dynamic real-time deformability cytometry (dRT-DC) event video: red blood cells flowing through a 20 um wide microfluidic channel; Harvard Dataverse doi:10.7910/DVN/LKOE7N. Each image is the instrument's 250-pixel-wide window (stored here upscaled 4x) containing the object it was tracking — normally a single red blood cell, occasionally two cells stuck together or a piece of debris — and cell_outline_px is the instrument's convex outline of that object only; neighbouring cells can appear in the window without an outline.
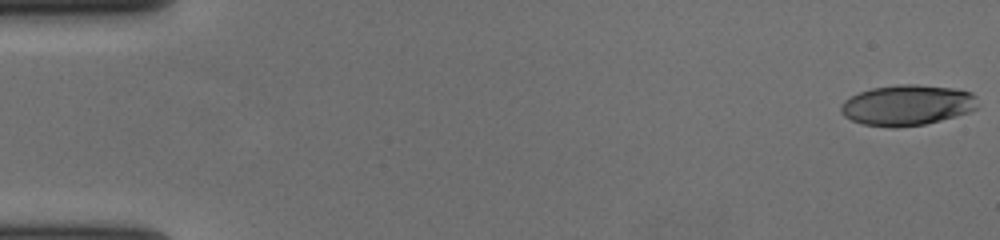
{"species": "human", "species_latin": "Homo sapiens", "temperature_condition": "cold", "stored_images_in_passage": 58, "camera_frame_rate_fps": 3000, "um_per_image_px": 0.085, "donor": {"sex": "female"}, "frame": {"image": 1, "passage_image": 1, "time_ms": 0.0, "image_size_px": [1000, 240], "cell_outline_px": [[976, 108], [968, 112], [956, 116], [924, 124], [896, 128], [892, 128], [864, 124], [852, 120], [844, 116], [840, 112], [840, 104], [844, 100], [860, 92], [872, 88], [896, 84], [916, 84], [952, 88], [972, 92], [976, 96]], "centroid_in_image_um": [77.09, 8.93], "position_along_channel_um": 7.9, "area_um2": 32.37}}
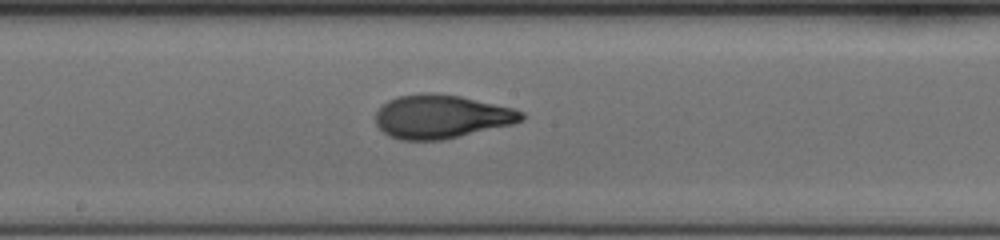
{"frame": {"image": 2, "passage_image": 32, "time_ms": 10.333, "image_size_px": [1000, 240], "cell_outline_px": [[524, 120], [512, 124], [444, 140], [400, 140], [388, 136], [376, 124], [376, 112], [388, 100], [396, 96], [420, 92], [432, 92], [460, 96], [512, 108], [524, 112]], "centroid_in_image_um": [37.49, 9.91], "position_along_channel_um": 210.7, "area_um2": 37.17}}
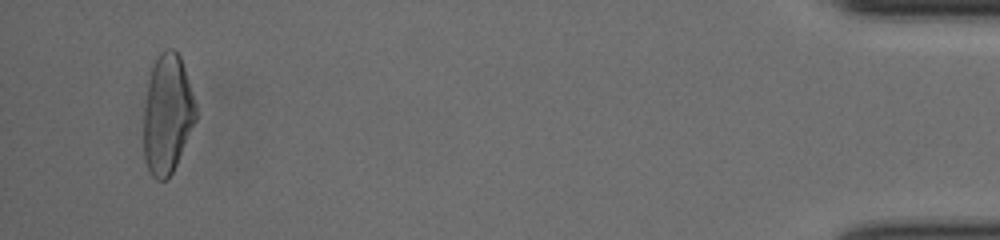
{"frame": {"image": 3, "passage_image": 56, "time_ms": 18.333, "image_size_px": [1000, 240], "cell_outline_px": [[196, 120], [176, 164], [172, 172], [164, 180], [156, 180], [152, 176], [144, 160], [144, 108], [148, 80], [152, 64], [156, 56], [160, 52], [168, 48], [172, 48], [180, 56], [196, 104]], "centroid_in_image_um": [14.21, 9.68], "position_along_channel_um": 421.0, "area_um2": 36.18}, "authors_computed_cell_mechanics": {"area_um2": 35.5759, "velocity_mm_per_s": 3.6307, "shape_relaxation_time_tau1_ms": 5.0839, "shape_relaxation_time_tau2_ms": 1.155, "deformation_change_tau1": 0.2251, "deformation_change_tau2": 0.0724}}